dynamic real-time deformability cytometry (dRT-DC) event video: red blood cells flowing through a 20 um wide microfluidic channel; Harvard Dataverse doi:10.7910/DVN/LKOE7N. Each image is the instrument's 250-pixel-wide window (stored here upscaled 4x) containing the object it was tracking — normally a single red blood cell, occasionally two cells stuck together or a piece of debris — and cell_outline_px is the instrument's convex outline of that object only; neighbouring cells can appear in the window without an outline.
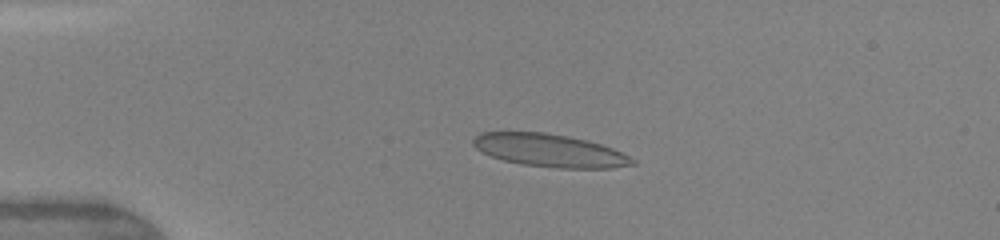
{"species": "human", "species_latin": "Homo sapiens", "temperature_condition": "warm", "stored_images_in_passage": 4, "camera_frame_rate_fps": 3000, "um_per_image_px": 0.085, "donor": {"sex": "female"}, "frame": {"image": 1, "passage_image": 3, "time_ms": 1.667, "image_size_px": [1000, 240], "cell_outline_px": [[636, 164], [612, 168], [556, 168], [524, 164], [504, 160], [492, 156], [476, 148], [472, 144], [472, 140], [480, 132], [544, 132], [568, 136], [588, 140], [612, 148], [636, 160]], "centroid_in_image_um": [46.74, 12.78], "position_along_channel_um": 38.3, "area_um2": 30.29}}